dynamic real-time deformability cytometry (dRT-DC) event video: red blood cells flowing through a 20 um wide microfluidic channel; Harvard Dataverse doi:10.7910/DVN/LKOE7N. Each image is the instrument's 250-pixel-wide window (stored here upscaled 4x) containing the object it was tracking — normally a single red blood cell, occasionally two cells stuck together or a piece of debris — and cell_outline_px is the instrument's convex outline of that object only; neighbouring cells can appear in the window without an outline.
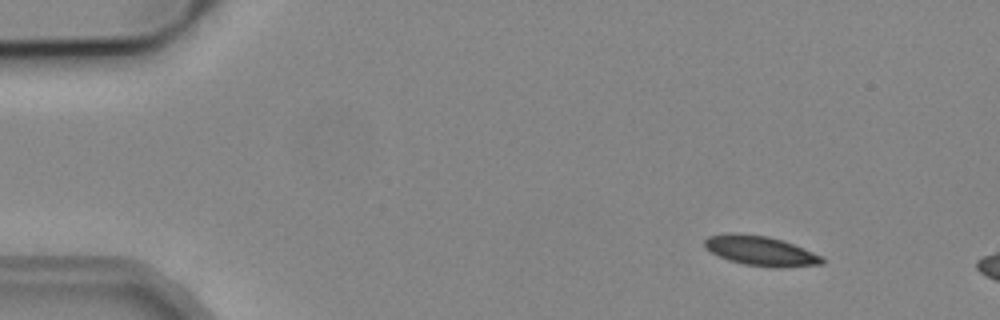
{"species": "common noctule bat (a hibernating species)", "species_latin": "Nyctalus noctula", "temperature_condition": "cold", "stored_images_in_passage": 6, "camera_frame_rate_fps": 3000, "um_per_image_px": 0.085, "animal": {"sex": "male", "body_mass_g": 19.2, "forearm_length_mm": 51.8}, "frame": {"image": 1, "passage_image": 1, "time_ms": 0.0, "image_size_px": [1000, 320], "cell_outline_px": [[824, 264], [784, 268], [772, 268], [744, 264], [728, 260], [704, 248], [704, 240], [708, 236], [724, 232], [736, 232], [768, 236], [784, 240], [824, 256]], "centroid_in_image_um": [64.67, 21.31], "position_along_channel_um": 20.3, "area_um2": 20.92}}